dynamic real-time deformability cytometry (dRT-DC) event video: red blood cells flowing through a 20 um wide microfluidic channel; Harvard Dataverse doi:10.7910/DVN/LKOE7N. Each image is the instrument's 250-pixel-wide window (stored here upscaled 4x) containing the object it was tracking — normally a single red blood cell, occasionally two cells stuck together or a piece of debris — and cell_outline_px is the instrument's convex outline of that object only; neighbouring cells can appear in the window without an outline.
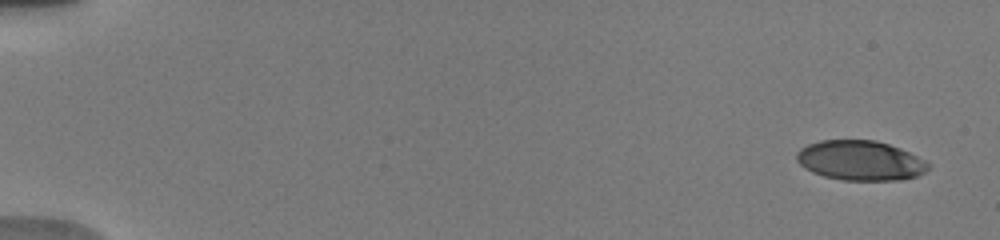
{"species": "human", "species_latin": "Homo sapiens", "temperature_condition": "warm", "stored_images_in_passage": 43, "camera_frame_rate_fps": 3000, "um_per_image_px": 0.085, "donor": {"sex": "male"}, "frame": {"image": 1, "passage_image": 2, "time_ms": 0.333, "image_size_px": [1000, 240], "cell_outline_px": [[932, 164], [924, 172], [916, 176], [900, 180], [844, 180], [824, 176], [812, 172], [804, 168], [796, 160], [796, 152], [800, 148], [808, 144], [820, 140], [876, 140], [900, 148]], "centroid_in_image_um": [73.1, 13.64], "position_along_channel_um": 11.9, "area_um2": 30.52}}
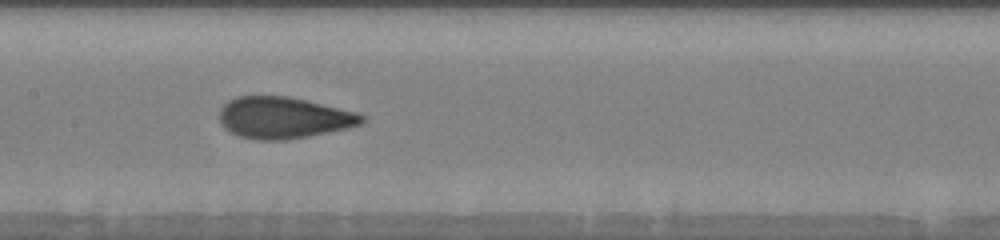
{"frame": {"image": 2, "passage_image": 27, "time_ms": 9.0, "image_size_px": [1000, 240], "cell_outline_px": [[364, 124], [348, 128], [308, 136], [284, 140], [256, 140], [240, 136], [224, 128], [220, 124], [220, 108], [228, 100], [236, 96], [288, 96], [360, 112], [364, 116]], "centroid_in_image_um": [24.13, 10.0], "position_along_channel_um": 183.3, "area_um2": 34.68}}
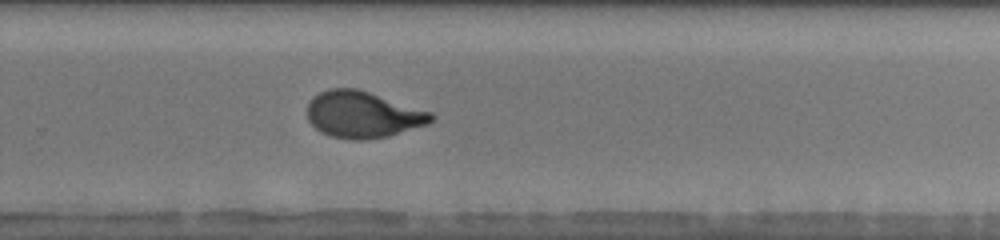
{"frame": {"image": 3, "passage_image": 35, "time_ms": 12.0, "image_size_px": [1000, 240], "cell_outline_px": [[436, 116], [428, 124], [388, 136], [368, 140], [352, 140], [332, 136], [320, 132], [308, 120], [308, 104], [312, 96], [328, 88], [356, 88], [432, 112]], "centroid_in_image_um": [30.83, 9.74], "position_along_channel_um": 299.0, "area_um2": 33.58}, "authors_computed_cell_mechanics": {"area_um2": 33.524, "velocity_mm_per_s": 3.8816, "shape_relaxation_time_tau1_ms": 5.0991, "shape_relaxation_time_tau2_ms": 0.8659, "deformation_change_tau1": 0.2311, "deformation_change_tau2": 0.0596}}